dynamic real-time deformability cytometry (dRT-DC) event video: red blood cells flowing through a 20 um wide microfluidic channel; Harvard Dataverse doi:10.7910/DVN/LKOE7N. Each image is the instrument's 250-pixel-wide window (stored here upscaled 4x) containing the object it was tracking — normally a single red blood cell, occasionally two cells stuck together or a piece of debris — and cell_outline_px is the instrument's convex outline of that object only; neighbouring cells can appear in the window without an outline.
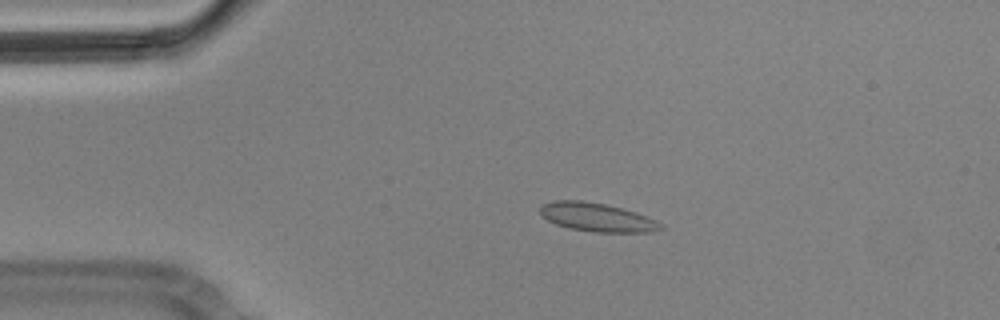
{"species": "Egyptian fruit bat (a non-hibernating species)", "species_latin": "Rousettus aegyptiacus", "temperature_condition": "cold", "stored_images_in_passage": 7, "camera_frame_rate_fps": 3000, "um_per_image_px": 0.085, "animal": {"sex": "male"}, "frame": {"image": 1, "passage_image": 4, "time_ms": 1.0, "image_size_px": [1000, 320], "cell_outline_px": [[664, 228], [652, 232], [592, 232], [568, 228], [556, 224], [548, 220], [540, 212], [540, 208], [544, 204], [552, 200], [580, 200], [604, 204], [636, 212], [656, 220], [664, 224]], "centroid_in_image_um": [50.77, 18.47], "position_along_channel_um": 34.2, "area_um2": 20.06}}
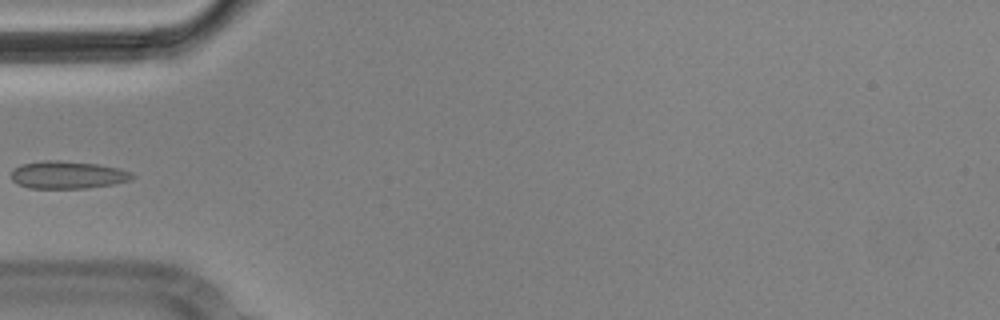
{"frame": {"image": 2, "passage_image": 6, "time_ms": 1.667, "image_size_px": [1000, 320], "cell_outline_px": [[136, 176], [128, 180], [112, 184], [84, 188], [28, 188], [12, 180], [12, 168], [20, 164], [44, 160], [60, 160], [96, 164], [120, 168], [132, 172]], "centroid_in_image_um": [5.73, 14.85], "position_along_channel_um": 79.3, "area_um2": 19.42}}